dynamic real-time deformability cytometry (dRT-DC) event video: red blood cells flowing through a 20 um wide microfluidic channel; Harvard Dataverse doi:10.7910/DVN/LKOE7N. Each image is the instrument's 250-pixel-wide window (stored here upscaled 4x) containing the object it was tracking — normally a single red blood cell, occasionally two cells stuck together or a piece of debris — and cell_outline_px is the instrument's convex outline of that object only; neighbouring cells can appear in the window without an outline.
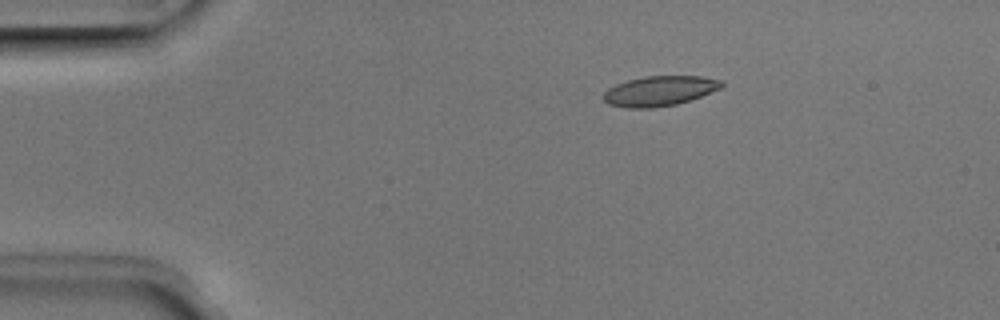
{"species": "Egyptian fruit bat (a non-hibernating species)", "species_latin": "Rousettus aegyptiacus", "temperature_condition": "room temperature", "stored_images_in_passage": 6, "camera_frame_rate_fps": 3000, "um_per_image_px": 0.085, "animal": {"sex": "male"}, "frame": {"image": 1, "passage_image": 3, "time_ms": 0.667, "image_size_px": [1000, 320], "cell_outline_px": [[724, 84], [720, 88], [700, 96], [676, 104], [652, 108], [628, 108], [608, 104], [604, 100], [604, 92], [608, 88], [616, 84], [628, 80], [644, 76], [700, 76], [724, 80]], "centroid_in_image_um": [56.05, 7.72], "position_along_channel_um": 28.9, "area_um2": 20.52}}
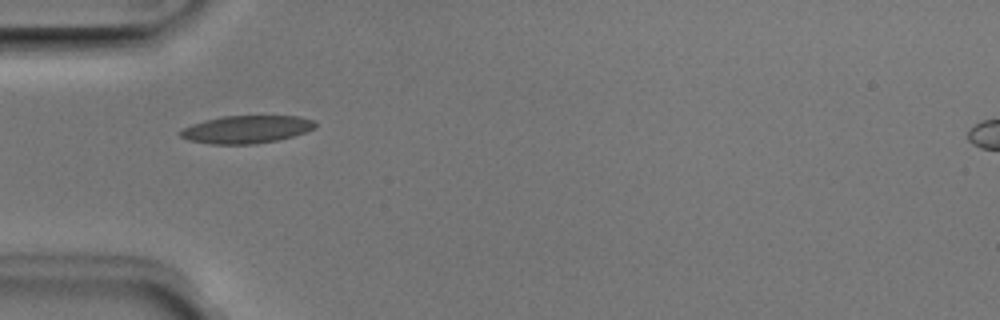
{"frame": {"image": 2, "passage_image": 5, "time_ms": 1.333, "image_size_px": [1000, 320], "cell_outline_px": [[316, 128], [292, 136], [276, 140], [252, 144], [212, 144], [188, 140], [180, 136], [180, 132], [184, 128], [192, 124], [204, 120], [220, 116], [300, 116], [316, 120]], "centroid_in_image_um": [20.97, 10.98], "position_along_channel_um": 64.0, "area_um2": 21.73}}